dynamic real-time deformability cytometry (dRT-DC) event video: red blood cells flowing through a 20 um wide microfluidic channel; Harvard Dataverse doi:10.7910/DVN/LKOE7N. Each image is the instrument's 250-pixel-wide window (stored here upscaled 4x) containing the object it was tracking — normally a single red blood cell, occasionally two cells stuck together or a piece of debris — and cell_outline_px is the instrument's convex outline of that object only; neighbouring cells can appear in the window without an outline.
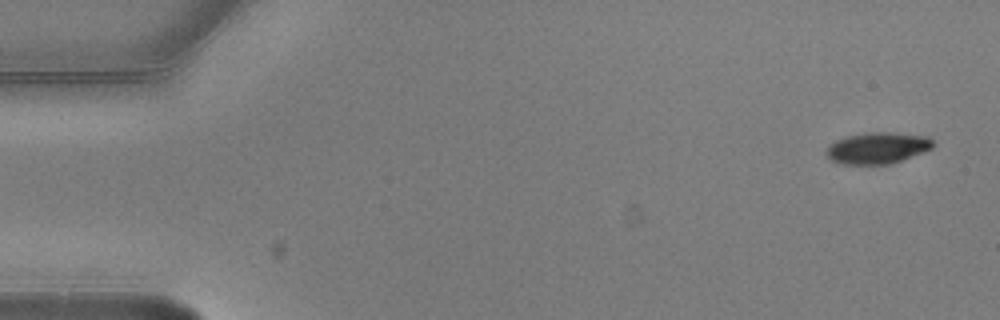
{"species": "common noctule bat (a hibernating species)", "species_latin": "Nyctalus noctula", "temperature_condition": "warm", "stored_images_in_passage": 4, "camera_frame_rate_fps": 3000, "um_per_image_px": 0.085, "animal": {"sex": "male", "body_mass_g": 20.5, "forearm_length_mm": 52.5}, "frame": {"image": 1, "passage_image": 1, "time_ms": 0.0, "image_size_px": [1000, 320], "cell_outline_px": [[936, 144], [932, 148], [900, 160], [888, 164], [844, 164], [832, 160], [824, 152], [828, 144], [844, 136], [868, 132], [888, 132], [928, 136]], "centroid_in_image_um": [74.55, 12.56], "position_along_channel_um": 10.4, "area_um2": 19.48}}
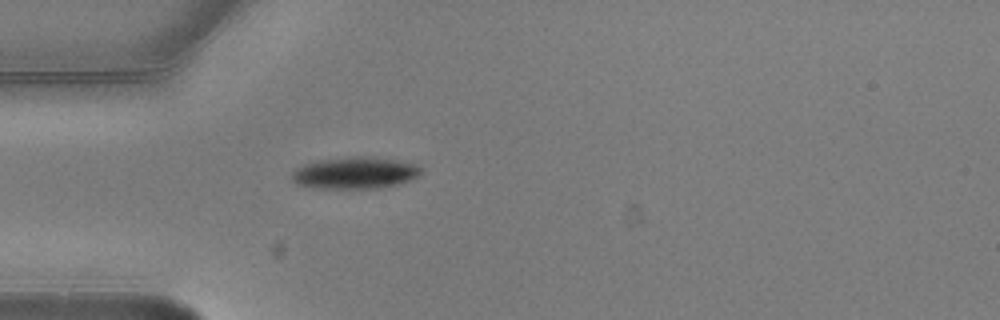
{"frame": {"image": 2, "passage_image": 4, "time_ms": 1.0, "image_size_px": [1000, 320], "cell_outline_px": [[420, 172], [416, 176], [408, 180], [396, 184], [380, 188], [312, 188], [296, 184], [292, 180], [292, 172], [296, 168], [304, 164], [320, 160], [356, 156], [372, 156], [396, 160], [416, 164], [420, 168]], "centroid_in_image_um": [30.12, 14.69], "position_along_channel_um": 54.9, "area_um2": 23.76}}